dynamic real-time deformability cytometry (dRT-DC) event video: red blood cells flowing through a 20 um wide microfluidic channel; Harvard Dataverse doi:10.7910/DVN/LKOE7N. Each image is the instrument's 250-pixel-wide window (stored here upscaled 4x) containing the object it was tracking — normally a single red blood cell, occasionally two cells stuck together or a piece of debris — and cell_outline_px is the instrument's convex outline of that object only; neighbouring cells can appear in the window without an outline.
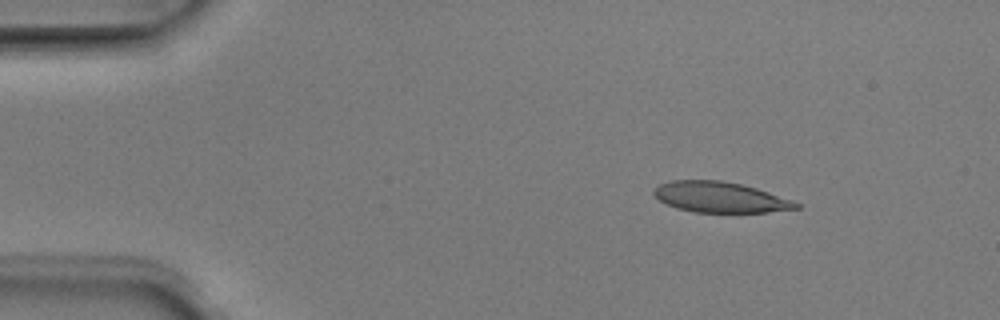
{"species": "Egyptian fruit bat (a non-hibernating species)", "species_latin": "Rousettus aegyptiacus", "temperature_condition": "room temperature", "stored_images_in_passage": 4, "camera_frame_rate_fps": 3000, "um_per_image_px": 0.085, "animal": {"sex": "male"}, "frame": {"image": 1, "passage_image": 2, "time_ms": 0.333, "image_size_px": [1000, 320], "cell_outline_px": [[800, 208], [768, 212], [696, 212], [676, 208], [660, 200], [652, 192], [660, 184], [672, 180], [720, 180], [740, 184], [756, 188], [792, 200], [800, 204]], "centroid_in_image_um": [61.22, 16.76], "position_along_channel_um": 23.8, "area_um2": 25.09}}